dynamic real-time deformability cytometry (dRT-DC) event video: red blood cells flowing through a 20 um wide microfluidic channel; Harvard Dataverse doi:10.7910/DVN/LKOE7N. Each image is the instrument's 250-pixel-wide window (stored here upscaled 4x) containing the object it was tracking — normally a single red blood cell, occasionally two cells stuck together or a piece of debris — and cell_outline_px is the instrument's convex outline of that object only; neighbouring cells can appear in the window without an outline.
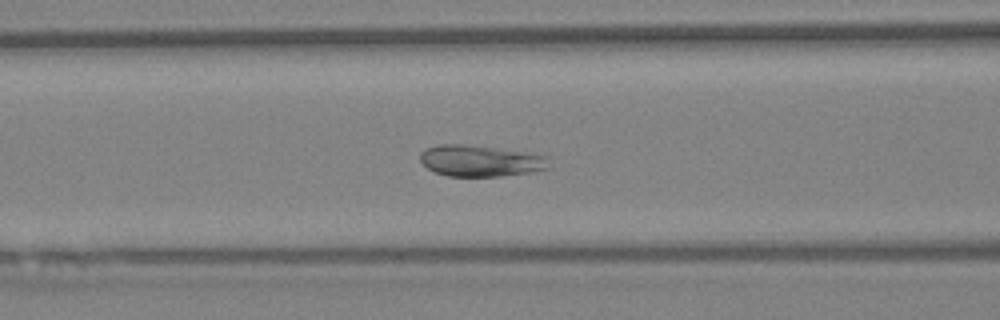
{"species": "Egyptian fruit bat (a non-hibernating species)", "species_latin": "Rousettus aegyptiacus", "temperature_condition": "warm", "stored_images_in_passage": 40, "camera_frame_rate_fps": 3000, "um_per_image_px": 0.085, "animal": {"sex": "female"}, "frame": {"image": 1, "passage_image": 13, "time_ms": 4.0, "image_size_px": [1000, 320], "cell_outline_px": [[548, 168], [532, 172], [500, 176], [448, 176], [436, 172], [428, 168], [420, 160], [420, 152], [424, 148], [440, 144], [464, 144], [496, 148], [524, 152], [548, 156]], "centroid_in_image_um": [40.81, 13.66], "position_along_channel_um": 125.8, "area_um2": 23.41}}
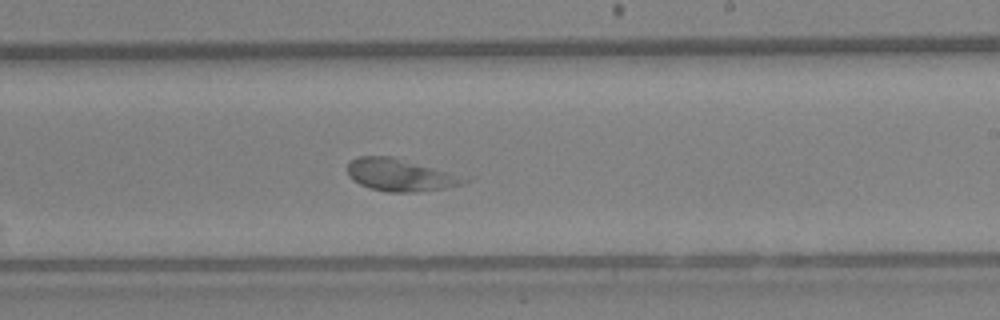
{"frame": {"image": 2, "passage_image": 22, "time_ms": 7.0, "image_size_px": [1000, 320], "cell_outline_px": [[476, 176], [472, 180], [464, 184], [444, 188], [416, 192], [388, 192], [372, 188], [360, 184], [352, 180], [348, 176], [348, 164], [352, 160], [360, 156], [392, 156]], "centroid_in_image_um": [34.22, 14.86], "position_along_channel_um": 254.8, "area_um2": 22.95}}
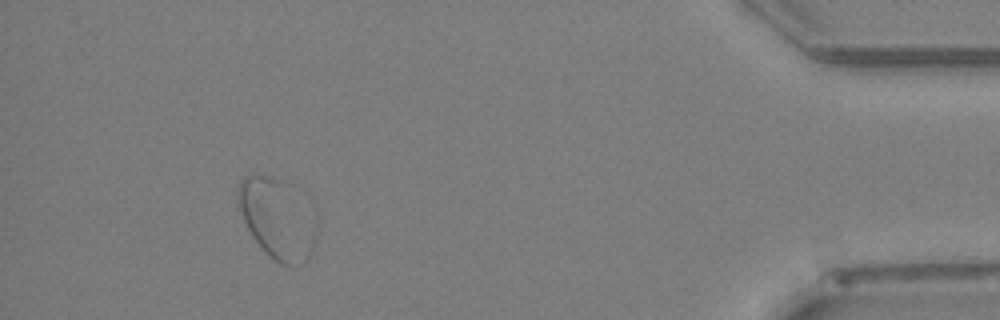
{"frame": {"image": 3, "passage_image": 37, "time_ms": 12.0, "image_size_px": [1000, 320], "cell_outline_px": [[316, 236], [312, 248], [304, 264], [292, 268], [280, 264], [264, 252], [252, 236], [244, 220], [240, 208], [236, 192], [236, 188], [244, 176], [272, 176], [292, 180]], "centroid_in_image_um": [23.5, 18.58], "position_along_channel_um": 411.7, "area_um2": 36.13}}